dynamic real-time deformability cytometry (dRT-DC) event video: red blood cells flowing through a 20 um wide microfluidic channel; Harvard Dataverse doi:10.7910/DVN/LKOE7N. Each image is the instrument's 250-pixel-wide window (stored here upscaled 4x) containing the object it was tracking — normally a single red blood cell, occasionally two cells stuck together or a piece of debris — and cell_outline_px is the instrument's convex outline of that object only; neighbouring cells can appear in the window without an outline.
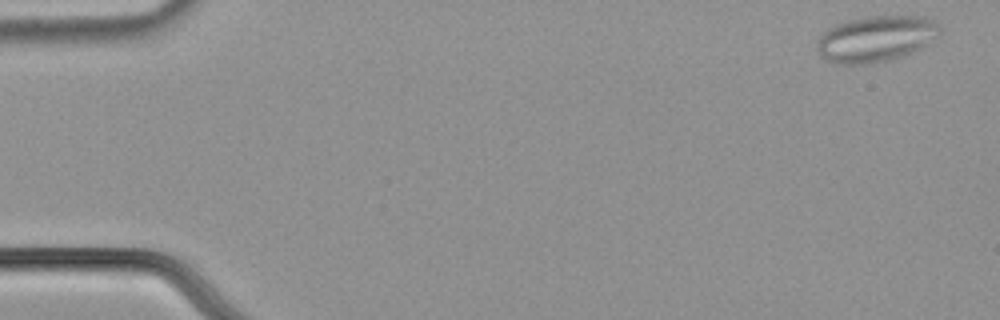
{"species": "common noctule bat (a hibernating species)", "species_latin": "Nyctalus noctula", "temperature_condition": "cold", "stored_images_in_passage": 55, "segment_of_instrument_passage": [1, 2], "camera_frame_rate_fps": 3000, "um_per_image_px": 0.085, "animal": {"sex": "male", "body_mass_g": 21.5, "forearm_length_mm": 52.0}, "frame": {"image": 1, "passage_image": 2, "time_ms": 0.333, "image_size_px": [1000, 320], "cell_outline_px": [[940, 32], [936, 36], [920, 48], [904, 56], [888, 60], [864, 64], [840, 64], [828, 60], [820, 56], [816, 48], [816, 40], [828, 28], [836, 24], [848, 20], [864, 16], [924, 16], [932, 20], [940, 28]], "centroid_in_image_um": [74.4, 3.29], "position_along_channel_um": 10.6, "area_um2": 32.83}}